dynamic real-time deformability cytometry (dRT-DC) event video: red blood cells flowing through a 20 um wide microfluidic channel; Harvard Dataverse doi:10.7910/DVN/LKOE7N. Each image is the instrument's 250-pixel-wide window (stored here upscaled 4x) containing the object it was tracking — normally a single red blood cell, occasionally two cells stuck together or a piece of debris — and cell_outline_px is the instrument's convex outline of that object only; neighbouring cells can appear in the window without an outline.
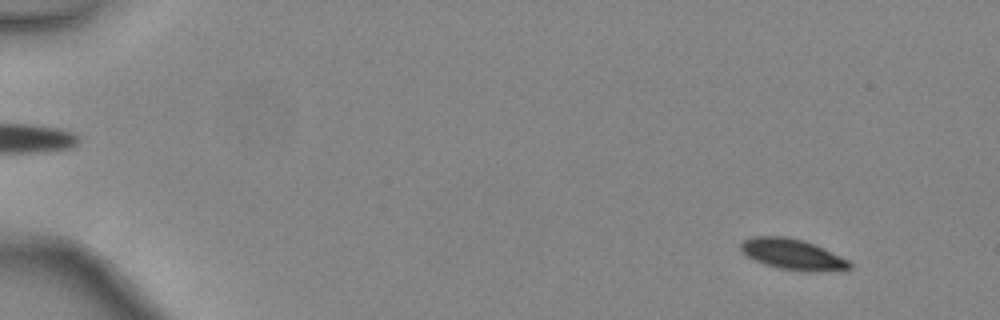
{"species": "common noctule bat (a hibernating species)", "species_latin": "Nyctalus noctula", "temperature_condition": "warm", "stored_images_in_passage": 48, "camera_frame_rate_fps": 3000, "um_per_image_px": 0.085, "animal": {"sex": "female", "body_mass_g": 24.6, "forearm_length_mm": 56.2}, "frame": {"image": 1, "passage_image": 5, "time_ms": 1.333, "image_size_px": [1000, 320], "cell_outline_px": [[852, 268], [780, 268], [764, 264], [748, 256], [740, 248], [740, 244], [744, 240], [752, 236], [784, 236], [804, 240], [848, 260], [852, 264]], "centroid_in_image_um": [67.24, 21.53], "position_along_channel_um": 17.8, "area_um2": 18.03}}
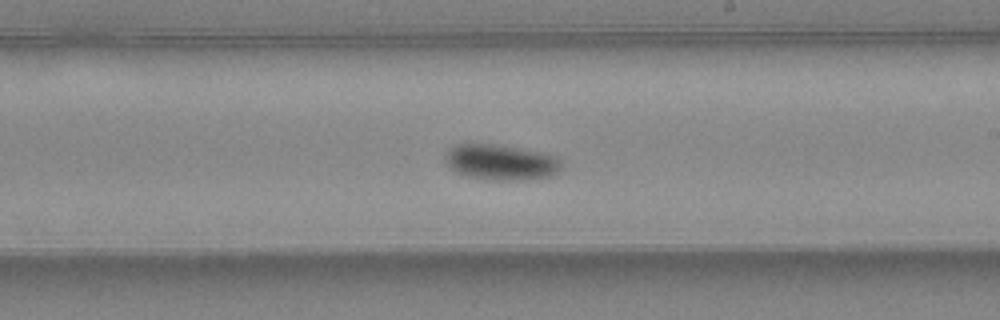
{"frame": {"image": 2, "passage_image": 30, "time_ms": 9.667, "image_size_px": [1000, 320], "cell_outline_px": [[560, 172], [552, 176], [528, 180], [488, 180], [468, 176], [456, 172], [444, 160], [444, 156], [452, 148], [460, 144], [492, 144], [544, 152], [556, 156], [560, 160]], "centroid_in_image_um": [42.63, 13.81], "position_along_channel_um": 246.4, "area_um2": 24.1}}
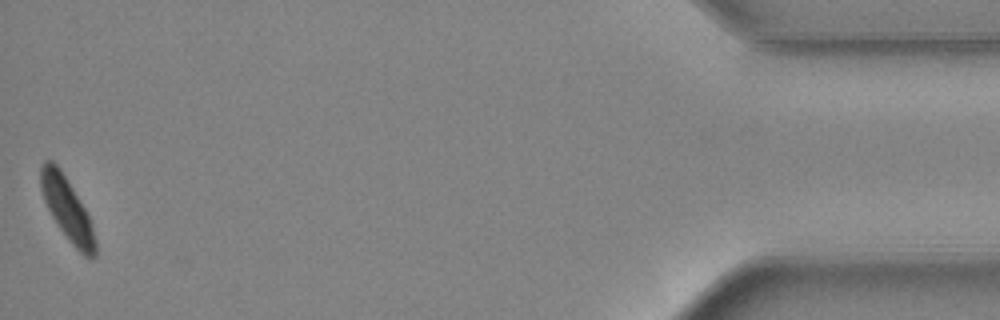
{"frame": {"image": 3, "passage_image": 48, "time_ms": 15.667, "image_size_px": [1000, 320], "cell_outline_px": [[96, 256], [92, 260], [84, 256], [72, 244], [60, 228], [52, 216], [44, 200], [40, 188], [40, 168], [44, 160], [52, 160], [60, 168], [84, 208], [92, 224], [96, 240]], "centroid_in_image_um": [5.71, 17.77], "position_along_channel_um": 429.5, "area_um2": 19.71}, "authors_computed_cell_mechanics": {"area_um2": 21.5016, "velocity_mm_per_s": 4.4434, "shape_relaxation_time_tau1_ms": 4.8573, "shape_relaxation_time_tau2_ms": null, "deformation_change_tau1": 0.1594, "deformation_change_tau2": null}}